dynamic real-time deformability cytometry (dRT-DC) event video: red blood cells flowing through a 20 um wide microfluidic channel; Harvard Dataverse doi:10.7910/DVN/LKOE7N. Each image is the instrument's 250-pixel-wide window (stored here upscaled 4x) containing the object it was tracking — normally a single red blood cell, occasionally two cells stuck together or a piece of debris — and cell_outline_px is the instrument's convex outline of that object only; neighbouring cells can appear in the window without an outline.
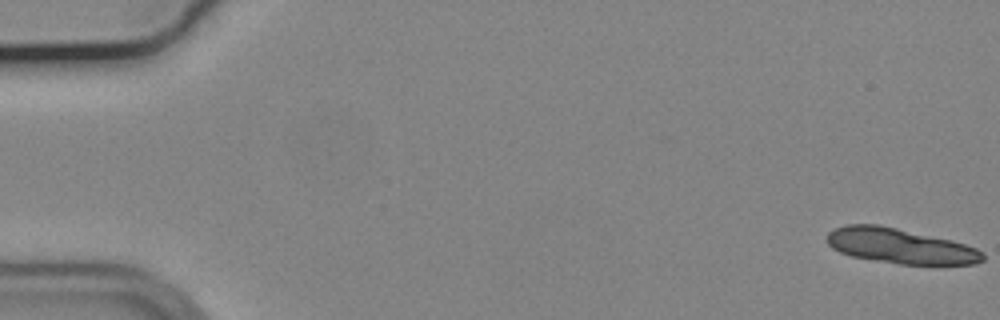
{"species": "common noctule bat (a hibernating species)", "species_latin": "Nyctalus noctula", "temperature_condition": "cold", "stored_images_in_passage": 15, "camera_frame_rate_fps": 3000, "um_per_image_px": 0.085, "animal": {"sex": "male", "body_mass_g": 19.2, "forearm_length_mm": 51.8}, "frame": {"image": 1, "passage_image": 1, "time_ms": 0.0, "image_size_px": [1000, 320], "cell_outline_px": [[984, 260], [976, 264], [900, 264], [852, 256], [840, 252], [832, 248], [828, 244], [828, 232], [836, 228], [848, 224], [880, 224], [952, 240], [976, 248], [984, 252]], "centroid_in_image_um": [76.54, 20.9], "position_along_channel_um": 8.5, "area_um2": 31.73}}